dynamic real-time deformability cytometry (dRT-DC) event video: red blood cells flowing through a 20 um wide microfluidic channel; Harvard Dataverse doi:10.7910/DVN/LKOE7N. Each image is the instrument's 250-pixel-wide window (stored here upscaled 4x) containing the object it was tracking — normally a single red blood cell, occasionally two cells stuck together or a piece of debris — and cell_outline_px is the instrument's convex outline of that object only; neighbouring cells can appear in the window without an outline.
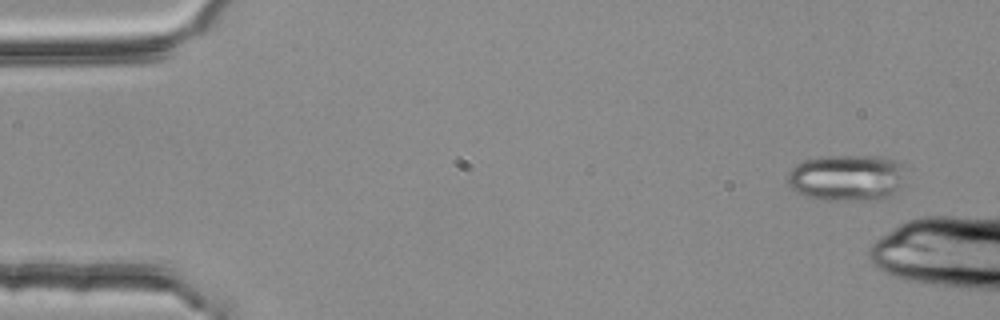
{"species": "common noctule bat (a hibernating species)", "species_latin": "Nyctalus noctula", "temperature_condition": "room temperature", "stored_images_in_passage": 3, "camera_frame_rate_fps": 3000, "um_per_image_px": 0.085, "animal": {"sex": "female", "body_mass_g": 25.1}, "frame": {"image": 1, "passage_image": 1, "time_ms": 0.0, "image_size_px": [1000, 320], "cell_outline_px": [[900, 184], [896, 192], [888, 200], [824, 200], [804, 196], [796, 192], [788, 184], [788, 172], [796, 164], [804, 160], [824, 156], [880, 156], [892, 160], [900, 164]], "centroid_in_image_um": [71.92, 15.13], "position_along_channel_um": 13.1, "area_um2": 31.85}}